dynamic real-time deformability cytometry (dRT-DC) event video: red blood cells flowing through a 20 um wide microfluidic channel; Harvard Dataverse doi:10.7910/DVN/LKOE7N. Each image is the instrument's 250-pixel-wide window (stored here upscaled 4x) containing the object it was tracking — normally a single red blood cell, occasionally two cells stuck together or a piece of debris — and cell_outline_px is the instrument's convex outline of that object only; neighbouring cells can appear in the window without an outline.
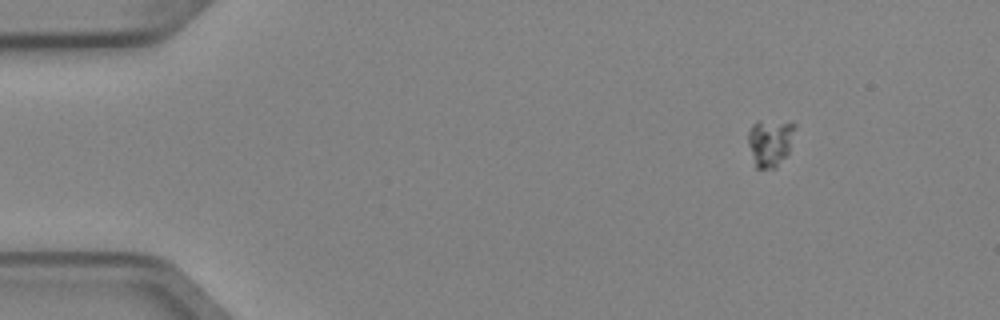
{"species": "Egyptian fruit bat (a non-hibernating species)", "species_latin": "Rousettus aegyptiacus", "temperature_condition": "cold", "stored_images_in_passage": 3, "camera_frame_rate_fps": 3000, "um_per_image_px": 0.085, "animal": {"sex": "female"}, "frame": {"image": 1, "passage_image": 1, "time_ms": 0.0, "image_size_px": [1000, 320], "cell_outline_px": [[796, 124], [788, 152], [776, 168], [756, 168], [748, 144], [748, 132], [752, 124], [756, 120], [760, 120]], "centroid_in_image_um": [65.42, 12.11], "position_along_channel_um": 19.6, "area_um2": 12.72}}